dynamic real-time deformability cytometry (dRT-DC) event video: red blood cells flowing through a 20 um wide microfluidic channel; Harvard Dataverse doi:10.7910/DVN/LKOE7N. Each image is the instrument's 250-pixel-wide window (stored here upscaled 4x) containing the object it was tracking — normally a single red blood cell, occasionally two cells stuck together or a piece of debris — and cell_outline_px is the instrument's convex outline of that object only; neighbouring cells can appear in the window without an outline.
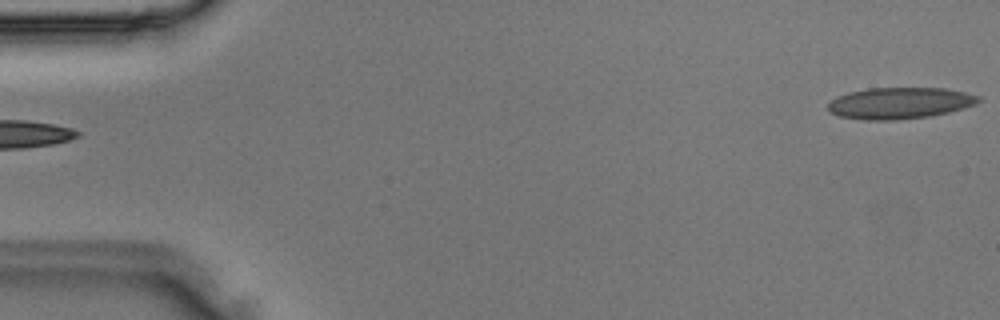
{"species": "Egyptian fruit bat (a non-hibernating species)", "species_latin": "Rousettus aegyptiacus", "temperature_condition": "room temperature", "stored_images_in_passage": 2, "camera_frame_rate_fps": 3000, "um_per_image_px": 0.085, "animal": {"sex": "male"}, "frame": {"image": 1, "passage_image": 2, "time_ms": 0.333, "image_size_px": [1000, 320], "cell_outline_px": [[980, 100], [976, 104], [964, 108], [932, 116], [896, 120], [864, 120], [840, 116], [832, 112], [828, 108], [828, 104], [836, 96], [848, 92], [868, 88], [944, 88], [964, 92], [980, 96]], "centroid_in_image_um": [76.49, 8.76], "position_along_channel_um": 8.5, "area_um2": 27.57}}